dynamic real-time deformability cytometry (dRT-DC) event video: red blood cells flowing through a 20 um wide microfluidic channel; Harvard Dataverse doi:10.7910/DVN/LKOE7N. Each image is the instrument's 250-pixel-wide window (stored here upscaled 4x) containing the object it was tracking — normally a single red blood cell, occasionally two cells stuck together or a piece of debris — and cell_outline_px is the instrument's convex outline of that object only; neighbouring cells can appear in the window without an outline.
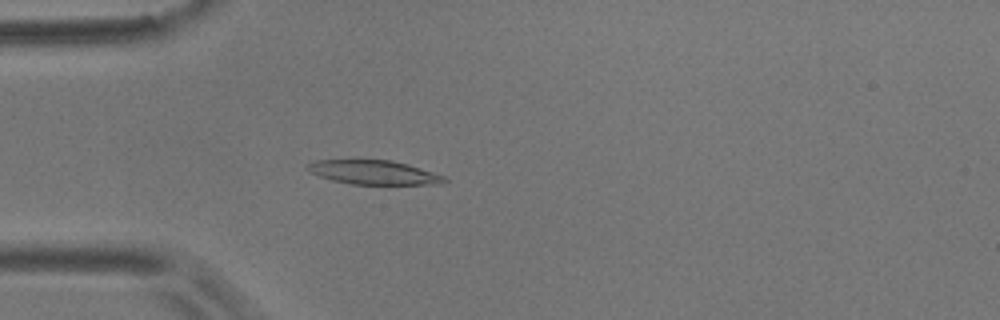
{"species": "common noctule bat (a hibernating species)", "species_latin": "Nyctalus noctula", "temperature_condition": "room temperature", "stored_images_in_passage": 55, "camera_frame_rate_fps": 3000, "um_per_image_px": 0.085, "animal": {"sex": "male", "body_mass_g": 17.9}, "frame": {"image": 1, "passage_image": 15, "time_ms": 4.667, "image_size_px": [1000, 320], "cell_outline_px": [[448, 180], [440, 184], [352, 184], [332, 180], [308, 172], [304, 168], [308, 164], [316, 160], [356, 156], [392, 160], [408, 164], [444, 176]], "centroid_in_image_um": [31.65, 14.59], "position_along_channel_um": 53.4, "area_um2": 20.23}}
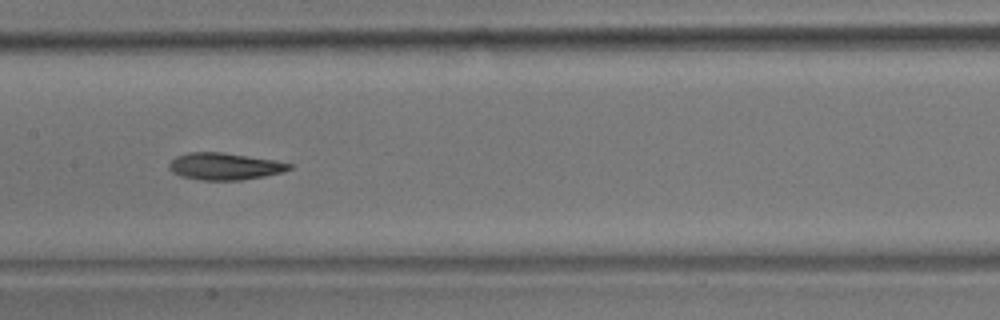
{"frame": {"image": 2, "passage_image": 27, "time_ms": 8.667, "image_size_px": [1000, 320], "cell_outline_px": [[292, 168], [284, 172], [264, 176], [240, 180], [200, 180], [180, 176], [172, 172], [168, 168], [168, 164], [176, 156], [188, 152], [220, 152], [276, 160], [292, 164]], "centroid_in_image_um": [19.08, 14.14], "position_along_channel_um": 188.3, "area_um2": 18.96}}
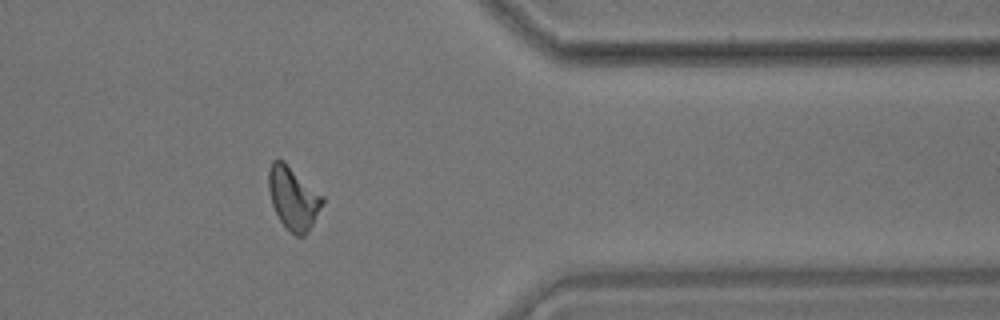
{"frame": {"image": 3, "passage_image": 45, "time_ms": 14.667, "image_size_px": [1000, 320], "cell_outline_px": [[324, 204], [312, 224], [304, 236], [296, 236], [280, 220], [272, 204], [268, 188], [268, 168], [272, 160], [276, 156], [284, 160], [324, 196]], "centroid_in_image_um": [24.92, 16.76], "position_along_channel_um": 386.5, "area_um2": 19.88}, "authors_computed_cell_mechanics": {"area_um2": 19.4786, "velocity_mm_per_s": 3.5697, "shape_relaxation_time_tau1_ms": 8.2743, "shape_relaxation_time_tau2_ms": 5.1802, "deformation_change_tau1": 0.1842, "deformation_change_tau2": 0.1391}}